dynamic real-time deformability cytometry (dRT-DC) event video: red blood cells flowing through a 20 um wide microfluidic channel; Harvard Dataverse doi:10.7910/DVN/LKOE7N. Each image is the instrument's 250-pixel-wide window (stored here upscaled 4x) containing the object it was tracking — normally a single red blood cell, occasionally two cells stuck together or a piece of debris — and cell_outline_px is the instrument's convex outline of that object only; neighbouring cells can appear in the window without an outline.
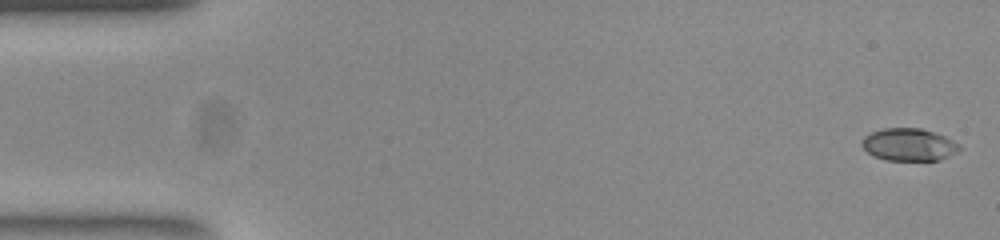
{"species": "common noctule bat (a hibernating species)", "species_latin": "Nyctalus noctula", "temperature_condition": "room temperature", "stored_images_in_passage": 52, "camera_frame_rate_fps": 3000, "um_per_image_px": 0.085, "animal": {"sex": "female", "body_mass_g": 23.0, "forearm_length_mm": 53.4}, "frame": {"image": 1, "passage_image": 1, "time_ms": 0.0, "image_size_px": [1000, 240], "cell_outline_px": [[964, 148], [940, 160], [884, 160], [868, 152], [860, 144], [864, 136], [872, 132], [884, 128], [920, 128], [936, 132], [960, 144]], "centroid_in_image_um": [77.28, 12.29], "position_along_channel_um": 7.7, "area_um2": 18.5}}
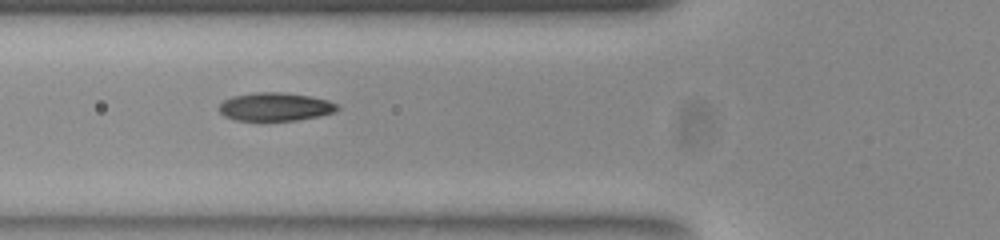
{"frame": {"image": 2, "passage_image": 19, "time_ms": 6.0, "image_size_px": [1000, 240], "cell_outline_px": [[340, 108], [332, 112], [320, 116], [296, 120], [236, 120], [224, 116], [220, 112], [220, 104], [224, 100], [232, 96], [256, 92], [280, 92], [312, 96], [328, 100], [340, 104]], "centroid_in_image_um": [23.43, 9.06], "position_along_channel_um": 102.4, "area_um2": 19.48}}
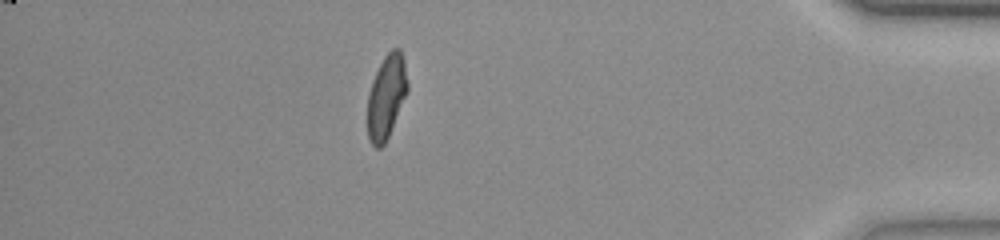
{"frame": {"image": 3, "passage_image": 46, "time_ms": 15.0, "image_size_px": [1000, 240], "cell_outline_px": [[408, 92], [388, 136], [384, 144], [380, 148], [376, 148], [372, 144], [368, 136], [368, 96], [372, 80], [384, 56], [392, 48], [400, 48], [404, 60], [408, 84]], "centroid_in_image_um": [32.86, 8.19], "position_along_channel_um": 402.3, "area_um2": 19.42}, "authors_computed_cell_mechanics": {"area_um2": 19.5364, "velocity_mm_per_s": 3.8573, "shape_relaxation_time_tau1_ms": 3.3146, "shape_relaxation_time_tau2_ms": 0.7883, "deformation_change_tau1": 0.1759, "deformation_change_tau2": 0.056}}